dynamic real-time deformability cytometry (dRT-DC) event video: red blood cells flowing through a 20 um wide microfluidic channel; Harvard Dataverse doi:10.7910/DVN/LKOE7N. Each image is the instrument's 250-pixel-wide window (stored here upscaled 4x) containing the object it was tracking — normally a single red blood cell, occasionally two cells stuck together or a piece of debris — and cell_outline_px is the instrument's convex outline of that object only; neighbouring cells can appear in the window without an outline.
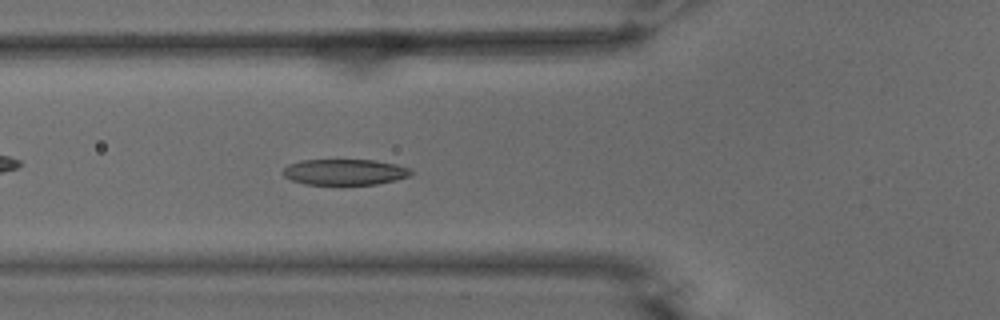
{"species": "common noctule bat (a hibernating species)", "species_latin": "Nyctalus noctula", "temperature_condition": "warm", "stored_images_in_passage": 53, "camera_frame_rate_fps": 3000, "um_per_image_px": 0.085, "animal": {"sex": "male", "body_mass_g": 15.6}, "frame": {"image": 1, "passage_image": 17, "time_ms": 5.333, "image_size_px": [1000, 320], "cell_outline_px": [[412, 172], [408, 176], [396, 180], [376, 184], [304, 184], [292, 180], [284, 176], [280, 172], [288, 164], [300, 160], [376, 160], [396, 164], [412, 168]], "centroid_in_image_um": [29.29, 14.61], "position_along_channel_um": 96.5, "area_um2": 19.36}}
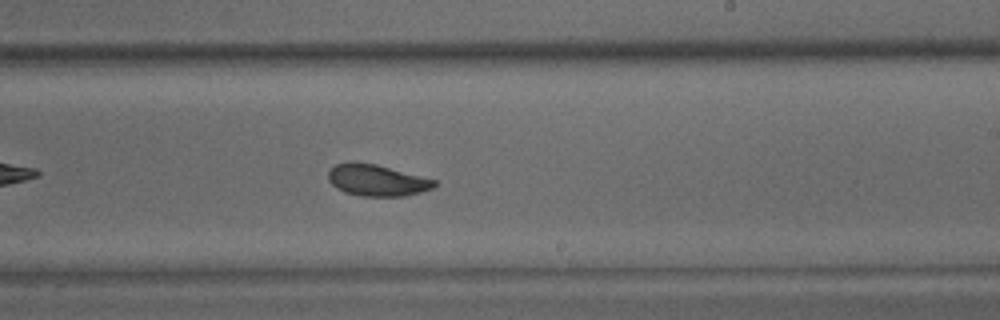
{"frame": {"image": 2, "passage_image": 30, "time_ms": 9.667, "image_size_px": [1000, 320], "cell_outline_px": [[436, 184], [432, 188], [420, 192], [404, 196], [360, 196], [344, 192], [336, 188], [328, 180], [328, 172], [336, 164], [376, 164], [436, 180]], "centroid_in_image_um": [32.05, 15.35], "position_along_channel_um": 257.0, "area_um2": 18.96}}
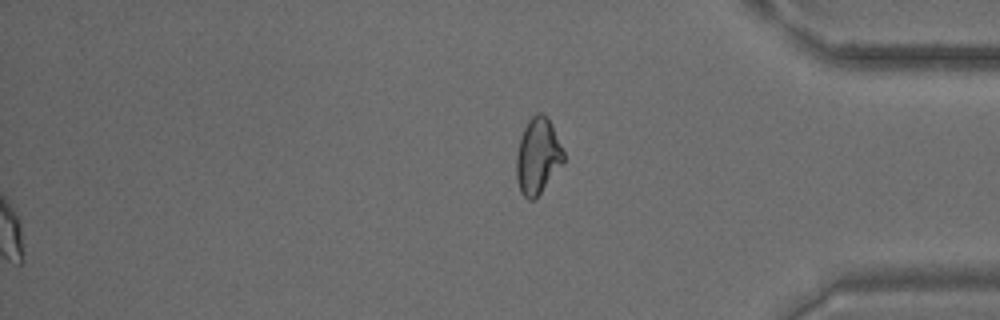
{"frame": {"image": 3, "passage_image": 53, "time_ms": 17.333, "image_size_px": [1000, 320], "cell_outline_px": [[564, 160], [536, 200], [528, 200], [520, 192], [516, 180], [516, 156], [520, 136], [528, 120], [536, 112], [540, 112], [548, 116], [552, 124], [564, 152]], "centroid_in_image_um": [45.69, 13.26], "position_along_channel_um": 389.5, "area_um2": 21.1}, "authors_computed_cell_mechanics": {"area_um2": 20.1722, "velocity_mm_per_s": 3.6994, "shape_relaxation_time_tau1_ms": 2.579, "shape_relaxation_time_tau2_ms": 1.6387, "deformation_change_tau1": 0.1221, "deformation_change_tau2": 0.0682}}